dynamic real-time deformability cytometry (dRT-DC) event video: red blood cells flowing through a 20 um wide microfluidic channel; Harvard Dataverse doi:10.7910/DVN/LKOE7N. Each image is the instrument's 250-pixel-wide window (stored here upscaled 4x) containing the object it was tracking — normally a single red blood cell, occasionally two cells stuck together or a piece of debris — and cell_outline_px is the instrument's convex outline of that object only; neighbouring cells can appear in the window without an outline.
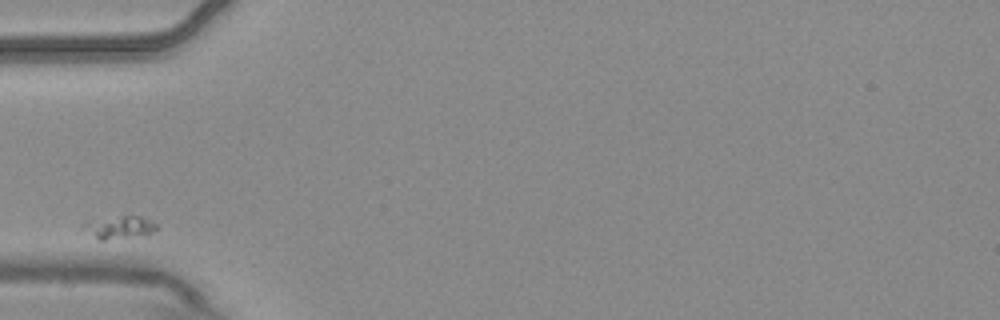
{"species": "common noctule bat (a hibernating species)", "species_latin": "Nyctalus noctula", "temperature_condition": "warm", "stored_images_in_passage": 8, "camera_frame_rate_fps": 3000, "um_per_image_px": 0.085, "animal": {"sex": "male", "body_mass_g": 20.4}, "frame": {"image": 1, "passage_image": 1, "time_ms": 0.0, "image_size_px": [1000, 320], "cell_outline_px": [[160, 228], [148, 236], [104, 240], [100, 240], [80, 228], [84, 220], [120, 216], [148, 216], [160, 224]], "centroid_in_image_um": [10.24, 19.31], "position_along_channel_um": 74.8, "area_um2": 10.58}}
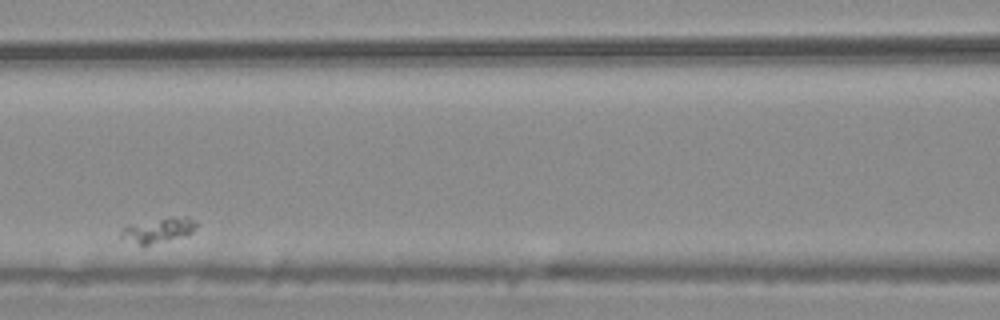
{"frame": {"image": 2, "passage_image": 3, "time_ms": 0.667, "image_size_px": [1000, 320], "cell_outline_px": [[196, 228], [188, 236], [144, 248], [140, 248], [120, 236], [120, 232], [124, 224], [168, 216], [188, 216], [196, 220]], "centroid_in_image_um": [13.42, 19.59], "position_along_channel_um": 153.2, "area_um2": 12.14}}
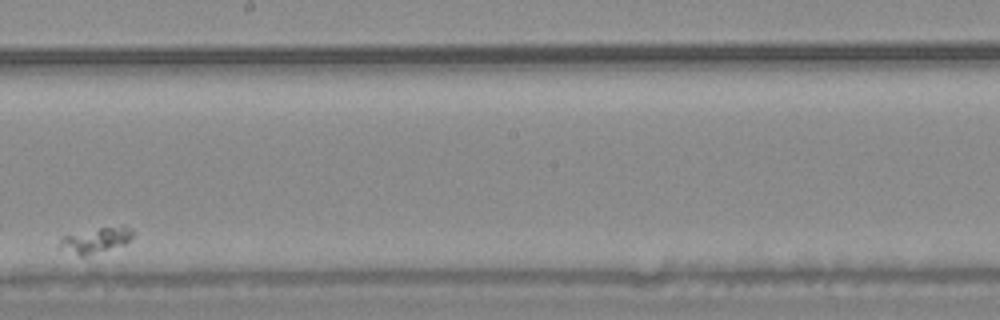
{"frame": {"image": 3, "passage_image": 5, "time_ms": 1.333, "image_size_px": [1000, 320], "cell_outline_px": [[136, 232], [124, 244], [84, 256], [80, 256], [56, 248], [60, 240], [64, 236], [100, 228], [124, 224], [132, 228]], "centroid_in_image_um": [8.15, 20.4], "position_along_channel_um": 240.0, "area_um2": 10.81}}